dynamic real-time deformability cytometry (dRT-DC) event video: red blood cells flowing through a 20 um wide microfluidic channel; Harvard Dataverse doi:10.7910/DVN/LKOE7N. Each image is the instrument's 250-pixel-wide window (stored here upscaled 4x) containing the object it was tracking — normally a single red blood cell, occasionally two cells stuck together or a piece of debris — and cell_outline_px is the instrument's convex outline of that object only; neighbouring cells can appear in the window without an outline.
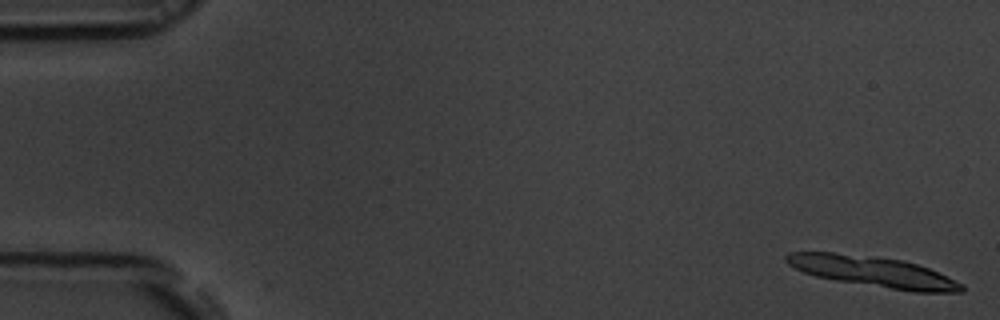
{"species": "common noctule bat (a hibernating species)", "species_latin": "Nyctalus noctula", "temperature_condition": "room temperature", "stored_images_in_passage": 12, "camera_frame_rate_fps": 3000, "um_per_image_px": 0.085, "animal": {"sex": "male", "body_mass_g": 19.5, "forearm_length_mm": 54.6}, "frame": {"image": 1, "passage_image": 1, "time_ms": 0.0, "image_size_px": [1000, 320], "cell_outline_px": [[964, 292], [912, 292], [836, 280], [816, 276], [804, 272], [788, 264], [784, 260], [784, 256], [788, 252], [832, 252], [872, 256], [904, 260], [928, 268], [964, 284]], "centroid_in_image_um": [74.22, 23.09], "position_along_channel_um": 10.8, "area_um2": 31.15}}